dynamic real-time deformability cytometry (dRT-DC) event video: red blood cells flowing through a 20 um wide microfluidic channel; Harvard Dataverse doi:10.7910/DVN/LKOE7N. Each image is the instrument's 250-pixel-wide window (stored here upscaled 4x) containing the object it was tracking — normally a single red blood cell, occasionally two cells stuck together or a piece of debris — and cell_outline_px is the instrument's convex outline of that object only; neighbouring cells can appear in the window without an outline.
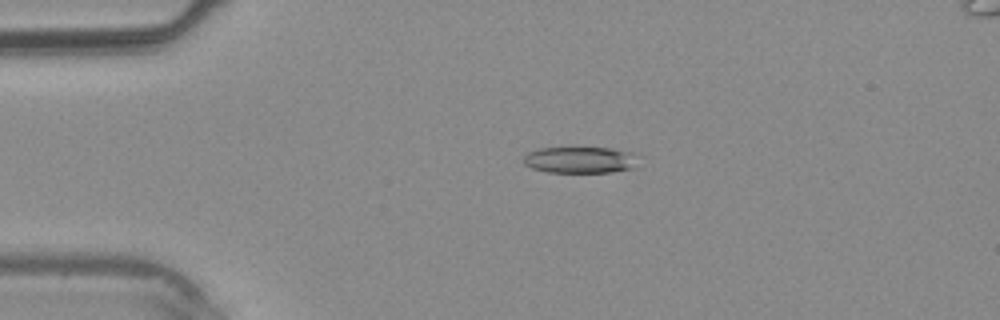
{"species": "common noctule bat (a hibernating species)", "species_latin": "Nyctalus noctula", "temperature_condition": "warm", "stored_images_in_passage": 34, "camera_frame_rate_fps": 3000, "um_per_image_px": 0.085, "animal": {"sex": "male", "body_mass_g": 20.4}, "frame": {"image": 1, "passage_image": 5, "time_ms": 1.333, "image_size_px": [1000, 320], "cell_outline_px": [[632, 168], [612, 172], [548, 172], [532, 168], [524, 164], [524, 156], [528, 152], [540, 148], [612, 148], [628, 152]], "centroid_in_image_um": [49.14, 13.59], "position_along_channel_um": 35.9, "area_um2": 16.94}}
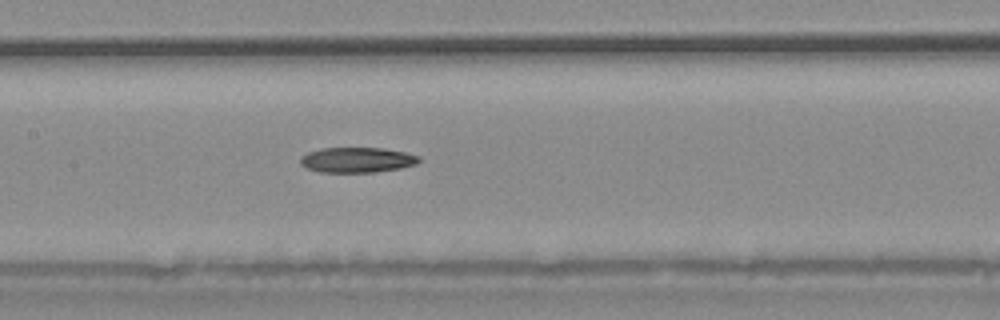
{"frame": {"image": 2, "passage_image": 15, "time_ms": 4.667, "image_size_px": [1000, 320], "cell_outline_px": [[420, 160], [416, 164], [400, 168], [376, 172], [320, 172], [308, 168], [300, 164], [300, 156], [308, 152], [320, 148], [384, 148], [404, 152], [420, 156]], "centroid_in_image_um": [30.34, 13.59], "position_along_channel_um": 177.1, "area_um2": 17.46}}
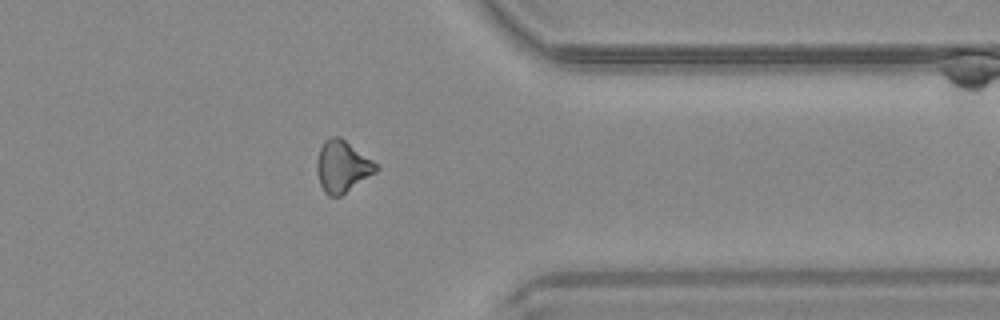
{"frame": {"image": 3, "passage_image": 27, "time_ms": 8.667, "image_size_px": [1000, 320], "cell_outline_px": [[380, 168], [376, 172], [340, 196], [328, 196], [324, 192], [320, 184], [316, 172], [316, 164], [320, 148], [324, 140], [332, 136], [340, 136], [372, 160]], "centroid_in_image_um": [29.07, 14.15], "position_along_channel_um": 382.3, "area_um2": 17.74}}